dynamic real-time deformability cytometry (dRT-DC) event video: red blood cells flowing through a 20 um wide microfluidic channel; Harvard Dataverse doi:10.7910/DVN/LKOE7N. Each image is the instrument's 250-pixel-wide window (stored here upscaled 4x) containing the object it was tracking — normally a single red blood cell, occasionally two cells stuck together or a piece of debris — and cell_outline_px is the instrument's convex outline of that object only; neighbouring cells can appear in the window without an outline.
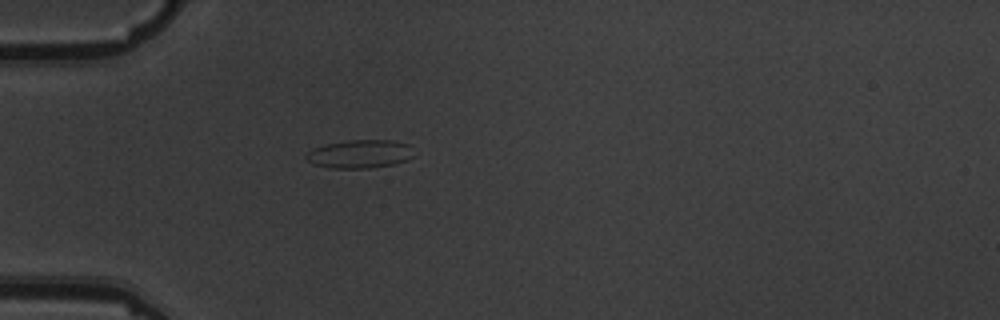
{"species": "common noctule bat (a hibernating species)", "species_latin": "Nyctalus noctula", "temperature_condition": "warm", "stored_images_in_passage": 1, "camera_frame_rate_fps": 3000, "um_per_image_px": 0.085, "animal": {"sex": "male", "body_mass_g": 19.5, "forearm_length_mm": 54.6}, "frame": {"image": 1, "passage_image": 1, "time_ms": 0.0, "image_size_px": [1000, 320], "cell_outline_px": [[416, 156], [392, 164], [368, 168], [332, 168], [312, 164], [304, 156], [312, 148], [328, 144], [348, 140], [392, 140], [408, 144]], "centroid_in_image_um": [30.58, 13.08], "position_along_channel_um": 54.4, "area_um2": 17.69}}